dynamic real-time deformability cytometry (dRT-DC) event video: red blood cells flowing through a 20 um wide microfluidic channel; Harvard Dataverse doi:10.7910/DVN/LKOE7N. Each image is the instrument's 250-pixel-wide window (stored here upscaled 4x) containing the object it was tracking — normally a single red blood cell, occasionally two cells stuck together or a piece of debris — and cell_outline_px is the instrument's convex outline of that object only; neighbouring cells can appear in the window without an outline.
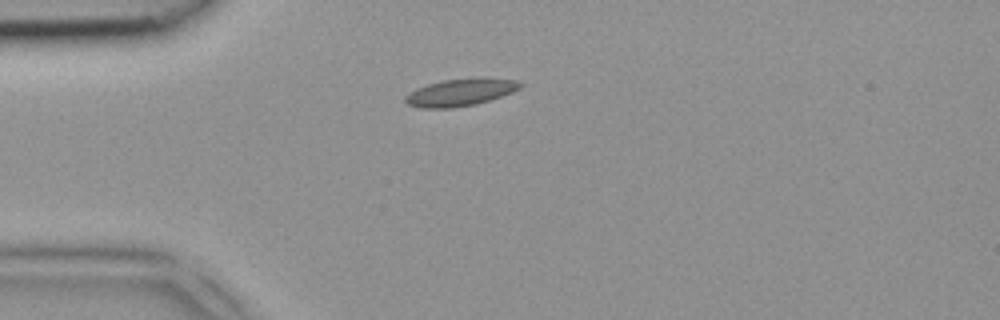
{"species": "common noctule bat (a hibernating species)", "species_latin": "Nyctalus noctula", "temperature_condition": "room temperature", "stored_images_in_passage": 1, "camera_frame_rate_fps": 3000, "um_per_image_px": 0.085, "animal": {"sex": "female", "body_mass_g": 18.4}, "frame": {"image": 1, "passage_image": 1, "time_ms": 0.0, "image_size_px": [1000, 320], "cell_outline_px": [[524, 84], [520, 88], [512, 92], [476, 104], [452, 108], [420, 108], [408, 104], [404, 100], [404, 96], [408, 92], [416, 88], [428, 84], [444, 80], [480, 76], [516, 80]], "centroid_in_image_um": [39.13, 7.83], "position_along_channel_um": 45.9, "area_um2": 18.5}}